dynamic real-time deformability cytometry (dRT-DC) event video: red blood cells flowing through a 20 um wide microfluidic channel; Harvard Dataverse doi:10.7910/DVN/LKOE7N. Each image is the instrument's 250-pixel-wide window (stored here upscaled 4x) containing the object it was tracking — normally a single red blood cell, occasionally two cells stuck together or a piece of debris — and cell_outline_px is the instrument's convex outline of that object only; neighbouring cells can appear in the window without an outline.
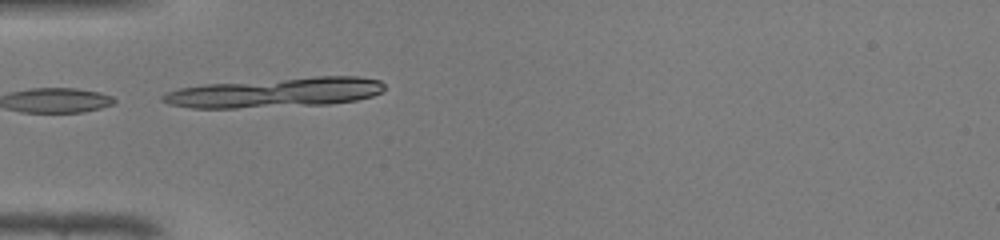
{"species": "common noctule bat (a hibernating species)", "species_latin": "Nyctalus noctula", "temperature_condition": "warm", "stored_images_in_passage": 6, "camera_frame_rate_fps": 3000, "um_per_image_px": 0.085, "animal": {"sex": "male", "body_mass_g": 19.0, "forearm_length_mm": 50.8}, "frame": {"image": 1, "passage_image": 4, "time_ms": 1.0, "image_size_px": [1000, 240], "cell_outline_px": [[384, 88], [380, 92], [372, 96], [356, 100], [328, 104], [236, 108], [192, 108], [168, 104], [160, 100], [160, 96], [168, 92], [180, 88], [204, 84], [316, 76], [356, 76], [380, 80], [384, 84]], "centroid_in_image_um": [23.38, 7.86], "position_along_channel_um": 61.6, "area_um2": 38.32}}